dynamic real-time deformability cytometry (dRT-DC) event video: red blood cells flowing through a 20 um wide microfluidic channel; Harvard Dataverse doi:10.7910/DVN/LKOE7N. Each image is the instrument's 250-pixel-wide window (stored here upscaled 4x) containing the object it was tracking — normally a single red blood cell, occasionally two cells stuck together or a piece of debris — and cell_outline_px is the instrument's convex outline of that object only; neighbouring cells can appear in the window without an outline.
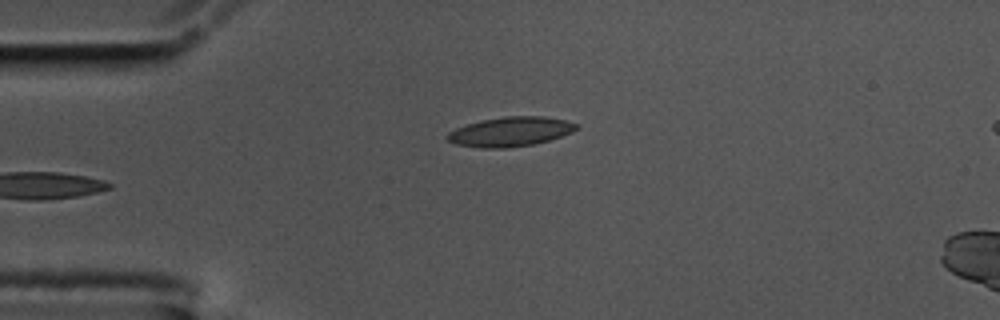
{"species": "common noctule bat (a hibernating species)", "species_latin": "Nyctalus noctula", "temperature_condition": "cold", "stored_images_in_passage": 4, "camera_frame_rate_fps": 3000, "um_per_image_px": 0.085, "animal": {"sex": "male", "body_mass_g": 17.5, "forearm_length_mm": 52.3}, "frame": {"image": 1, "passage_image": 1, "time_ms": 0.0, "image_size_px": [1000, 320], "cell_outline_px": [[580, 128], [572, 132], [548, 140], [532, 144], [504, 148], [484, 148], [456, 144], [448, 140], [444, 136], [448, 132], [456, 128], [480, 120], [504, 116], [544, 116], [564, 120], [580, 124]], "centroid_in_image_um": [43.39, 11.18], "position_along_channel_um": 41.6, "area_um2": 22.14}}